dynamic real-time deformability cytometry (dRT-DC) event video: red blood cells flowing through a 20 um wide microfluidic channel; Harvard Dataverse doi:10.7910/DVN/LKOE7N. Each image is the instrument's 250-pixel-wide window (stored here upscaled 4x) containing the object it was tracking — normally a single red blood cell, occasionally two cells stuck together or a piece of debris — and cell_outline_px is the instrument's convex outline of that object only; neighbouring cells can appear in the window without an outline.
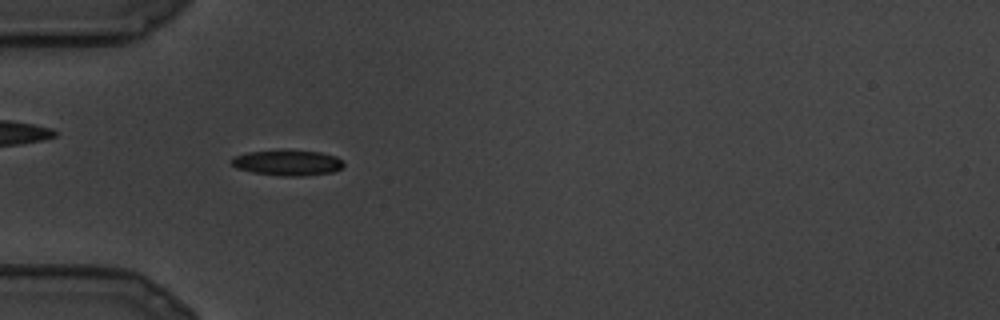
{"species": "common noctule bat (a hibernating species)", "species_latin": "Nyctalus noctula", "temperature_condition": "cold", "stored_images_in_passage": 17, "camera_frame_rate_fps": 3000, "um_per_image_px": 0.085, "animal": {"sex": "male", "body_mass_g": 19.5, "forearm_length_mm": 54.6}, "frame": {"image": 1, "passage_image": 8, "time_ms": 2.333, "image_size_px": [1000, 320], "cell_outline_px": [[344, 164], [340, 168], [332, 172], [304, 176], [280, 176], [252, 172], [236, 168], [228, 160], [232, 156], [248, 152], [284, 148], [288, 148], [320, 152], [336, 156]], "centroid_in_image_um": [24.37, 13.8], "position_along_channel_um": 60.6, "area_um2": 17.28}}
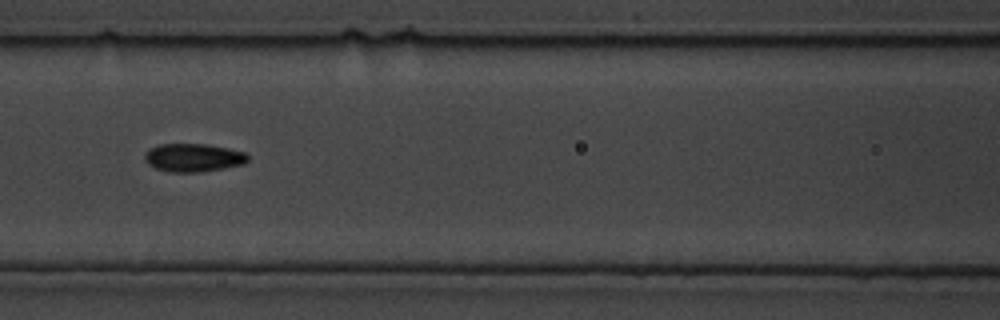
{"frame": {"image": 2, "passage_image": 12, "time_ms": 3.667, "image_size_px": [1000, 320], "cell_outline_px": [[248, 160], [244, 164], [224, 168], [200, 172], [168, 172], [156, 168], [148, 164], [144, 160], [144, 156], [152, 148], [160, 144], [208, 144], [228, 148], [244, 152], [248, 156]], "centroid_in_image_um": [16.45, 13.4], "position_along_channel_um": 150.2, "area_um2": 16.88}}
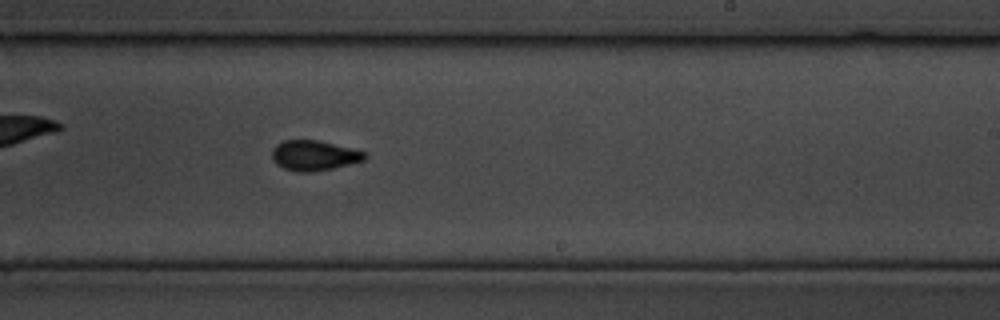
{"frame": {"image": 3, "passage_image": 17, "time_ms": 5.333, "image_size_px": [1000, 320], "cell_outline_px": [[368, 156], [364, 160], [332, 168], [312, 172], [296, 172], [284, 168], [276, 164], [272, 160], [272, 148], [276, 144], [284, 140], [316, 140], [364, 152]], "centroid_in_image_um": [26.63, 13.22], "position_along_channel_um": 262.4, "area_um2": 16.07}}